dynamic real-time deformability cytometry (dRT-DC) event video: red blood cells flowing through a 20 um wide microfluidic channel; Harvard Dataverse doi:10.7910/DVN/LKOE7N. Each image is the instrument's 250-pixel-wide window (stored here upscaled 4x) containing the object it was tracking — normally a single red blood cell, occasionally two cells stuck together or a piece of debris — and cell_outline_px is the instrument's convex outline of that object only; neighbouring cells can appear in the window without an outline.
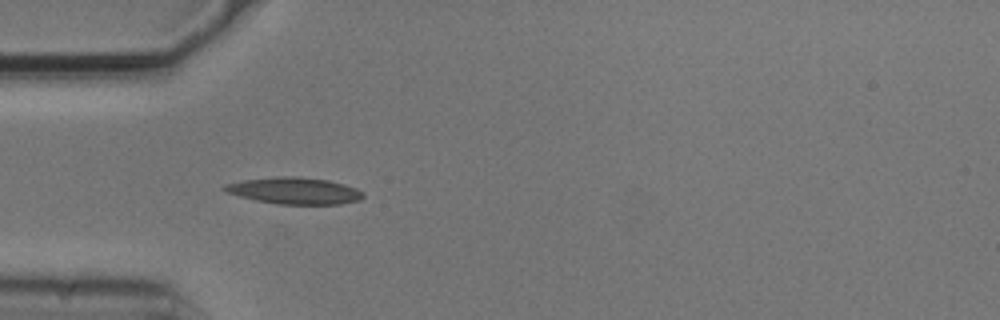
{"species": "common noctule bat (a hibernating species)", "species_latin": "Nyctalus noctula", "temperature_condition": "cold", "stored_images_in_passage": 2, "camera_frame_rate_fps": 3000, "um_per_image_px": 0.085, "animal": {"sex": "male", "body_mass_g": 20.5, "forearm_length_mm": 52.5}, "frame": {"image": 1, "passage_image": 1, "time_ms": 0.0, "image_size_px": [1000, 320], "cell_outline_px": [[364, 196], [360, 200], [340, 204], [276, 204], [256, 200], [240, 196], [228, 192], [220, 188], [224, 184], [244, 180], [276, 176], [296, 176], [328, 180], [344, 184], [356, 188], [364, 192]], "centroid_in_image_um": [25.04, 16.21], "position_along_channel_um": 60.0, "area_um2": 21.56}}
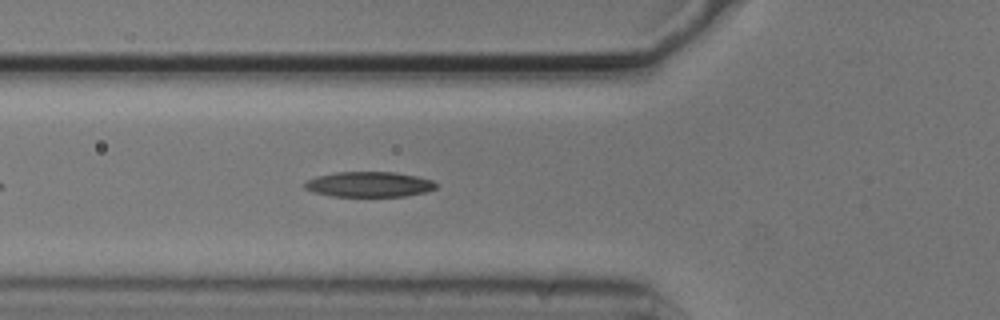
{"frame": {"image": 2, "passage_image": 2, "time_ms": 0.333, "image_size_px": [1000, 320], "cell_outline_px": [[440, 184], [436, 188], [424, 192], [404, 196], [332, 196], [312, 192], [304, 188], [304, 184], [308, 180], [316, 176], [336, 172], [396, 172], [416, 176], [432, 180]], "centroid_in_image_um": [31.38, 15.66], "position_along_channel_um": 94.4, "area_um2": 19.36}}